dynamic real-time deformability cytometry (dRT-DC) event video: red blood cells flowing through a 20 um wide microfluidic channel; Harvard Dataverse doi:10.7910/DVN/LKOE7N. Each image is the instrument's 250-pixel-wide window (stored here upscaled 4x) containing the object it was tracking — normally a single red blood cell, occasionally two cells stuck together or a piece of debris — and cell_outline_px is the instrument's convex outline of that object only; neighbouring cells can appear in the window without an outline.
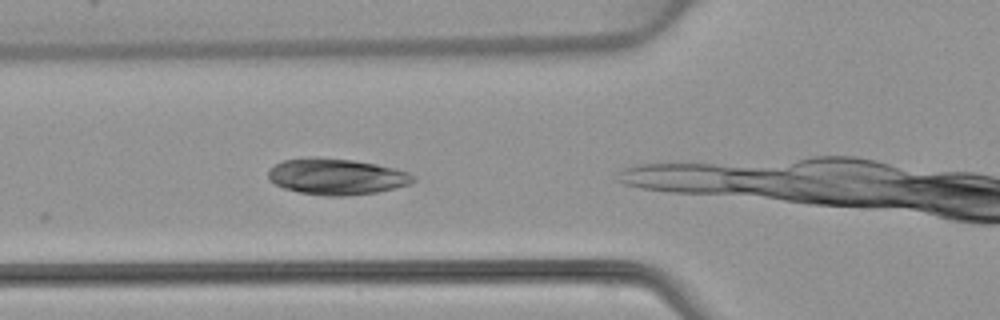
{"species": "common noctule bat (a hibernating species)", "species_latin": "Nyctalus noctula", "temperature_condition": "warm", "stored_images_in_passage": 2, "camera_frame_rate_fps": 3000, "um_per_image_px": 0.085, "animal": {"sex": "female", "body_mass_g": 22.7, "forearm_length_mm": 54.2}, "frame": {"image": 1, "passage_image": 2, "time_ms": 1.333, "image_size_px": [1000, 320], "cell_outline_px": [[416, 180], [408, 184], [396, 188], [376, 192], [348, 196], [324, 196], [300, 192], [284, 188], [268, 180], [268, 172], [276, 164], [284, 160], [316, 156], [352, 160], [376, 164], [408, 172], [416, 176]], "centroid_in_image_um": [28.61, 15.01], "position_along_channel_um": 97.2, "area_um2": 30.52}}